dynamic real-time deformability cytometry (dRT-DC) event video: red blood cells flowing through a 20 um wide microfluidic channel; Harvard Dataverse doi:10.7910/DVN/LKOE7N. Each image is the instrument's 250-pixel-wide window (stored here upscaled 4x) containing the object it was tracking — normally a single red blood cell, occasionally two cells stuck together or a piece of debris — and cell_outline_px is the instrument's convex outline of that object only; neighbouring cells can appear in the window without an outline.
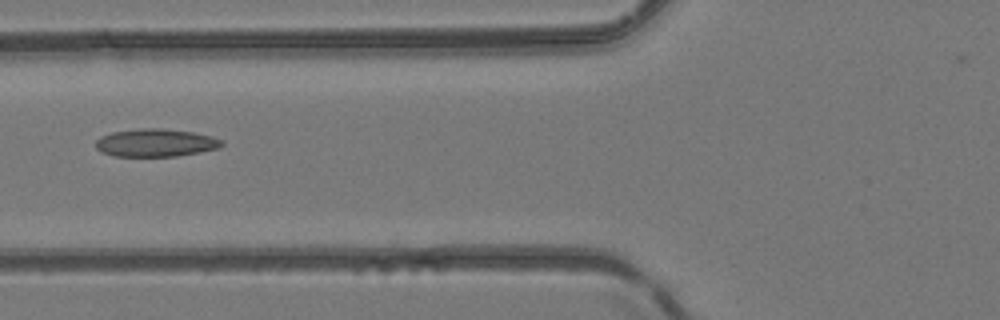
{"species": "common noctule bat (a hibernating species)", "species_latin": "Nyctalus noctula", "temperature_condition": "room temperature", "stored_images_in_passage": 5, "camera_frame_rate_fps": 3000, "um_per_image_px": 0.085, "animal": {"sex": "female", "body_mass_g": 24.6, "forearm_length_mm": 56.2}, "frame": {"image": 1, "passage_image": 5, "time_ms": 6.0, "image_size_px": [1000, 320], "cell_outline_px": [[224, 144], [216, 148], [200, 152], [176, 156], [116, 156], [100, 152], [96, 148], [96, 140], [100, 136], [112, 132], [140, 128], [164, 128], [192, 132], [212, 136], [224, 140]], "centroid_in_image_um": [13.22, 12.13], "position_along_channel_um": 112.6, "area_um2": 20.52}}